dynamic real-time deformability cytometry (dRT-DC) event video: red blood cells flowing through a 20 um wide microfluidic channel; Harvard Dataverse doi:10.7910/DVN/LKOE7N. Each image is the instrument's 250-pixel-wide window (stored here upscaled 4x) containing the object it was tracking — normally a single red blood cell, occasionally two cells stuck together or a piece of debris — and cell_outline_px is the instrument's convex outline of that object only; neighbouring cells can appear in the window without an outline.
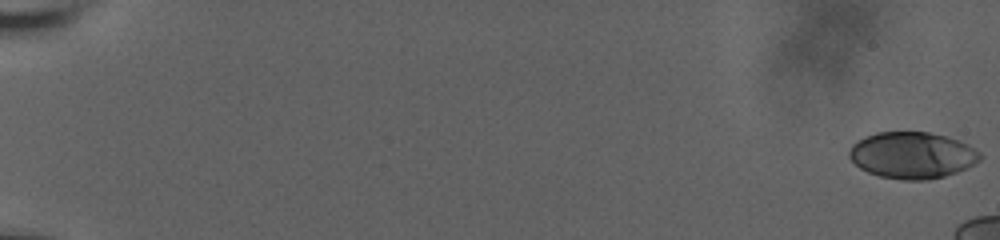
{"species": "human", "species_latin": "Homo sapiens", "temperature_condition": "room temperature", "stored_images_in_passage": 18, "camera_frame_rate_fps": 3000, "um_per_image_px": 0.085, "donor": {"sex": "male"}, "frame": {"image": 1, "passage_image": 1, "time_ms": 0.0, "image_size_px": [1000, 240], "cell_outline_px": [[984, 156], [980, 160], [968, 168], [944, 176], [924, 180], [904, 180], [880, 176], [868, 172], [860, 168], [848, 156], [848, 152], [852, 144], [876, 132], [928, 132], [948, 136], [960, 140], [968, 144], [980, 152]], "centroid_in_image_um": [77.58, 13.19], "position_along_channel_um": 7.4, "area_um2": 35.55}}